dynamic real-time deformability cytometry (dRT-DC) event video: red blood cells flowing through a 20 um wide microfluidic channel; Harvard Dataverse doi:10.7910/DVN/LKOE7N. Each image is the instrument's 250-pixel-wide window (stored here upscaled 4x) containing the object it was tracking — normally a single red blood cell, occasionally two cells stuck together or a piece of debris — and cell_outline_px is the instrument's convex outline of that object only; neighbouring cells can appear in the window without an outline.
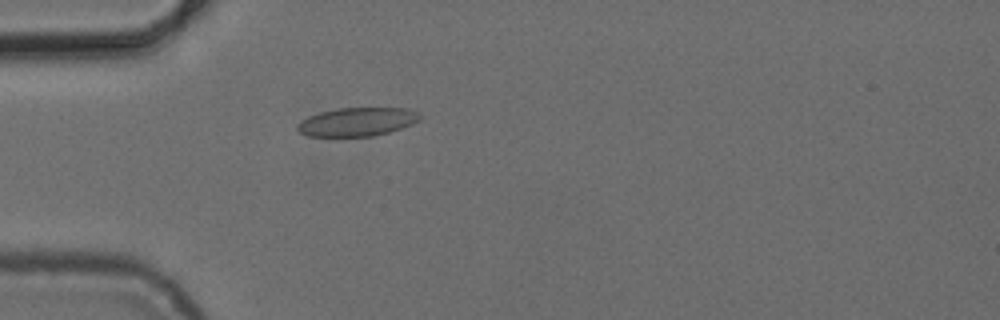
{"species": "common noctule bat (a hibernating species)", "species_latin": "Nyctalus noctula", "temperature_condition": "cold", "stored_images_in_passage": 1, "camera_frame_rate_fps": 3000, "um_per_image_px": 0.085, "animal": {"sex": "female", "body_mass_g": 24.6, "forearm_length_mm": 56.2}, "frame": {"image": 1, "passage_image": 1, "time_ms": 0.0, "image_size_px": [1000, 320], "cell_outline_px": [[424, 116], [420, 120], [412, 124], [388, 132], [372, 136], [308, 136], [300, 132], [296, 128], [296, 124], [308, 116], [320, 112], [340, 108], [408, 108]], "centroid_in_image_um": [30.37, 10.35], "position_along_channel_um": 54.6, "area_um2": 20.35}}